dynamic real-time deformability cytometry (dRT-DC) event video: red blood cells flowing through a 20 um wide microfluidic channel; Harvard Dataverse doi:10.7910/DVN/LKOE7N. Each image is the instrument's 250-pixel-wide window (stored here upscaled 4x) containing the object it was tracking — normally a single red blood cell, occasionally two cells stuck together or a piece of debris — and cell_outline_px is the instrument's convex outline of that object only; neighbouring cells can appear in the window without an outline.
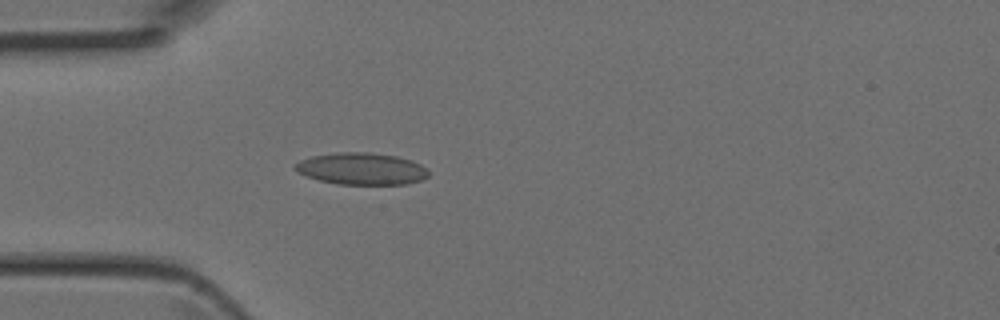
{"species": "Egyptian fruit bat (a non-hibernating species)", "species_latin": "Rousettus aegyptiacus", "temperature_condition": "room temperature", "stored_images_in_passage": 4, "camera_frame_rate_fps": 3000, "um_per_image_px": 0.085, "animal": {"sex": "female"}, "frame": {"image": 1, "passage_image": 4, "time_ms": 1.0, "image_size_px": [1000, 320], "cell_outline_px": [[428, 176], [420, 180], [408, 184], [336, 184], [304, 176], [296, 172], [292, 168], [292, 164], [300, 160], [312, 156], [336, 152], [372, 152], [396, 156], [412, 160], [420, 164], [428, 172]], "centroid_in_image_um": [30.66, 14.34], "position_along_channel_um": 54.3, "area_um2": 25.03}}